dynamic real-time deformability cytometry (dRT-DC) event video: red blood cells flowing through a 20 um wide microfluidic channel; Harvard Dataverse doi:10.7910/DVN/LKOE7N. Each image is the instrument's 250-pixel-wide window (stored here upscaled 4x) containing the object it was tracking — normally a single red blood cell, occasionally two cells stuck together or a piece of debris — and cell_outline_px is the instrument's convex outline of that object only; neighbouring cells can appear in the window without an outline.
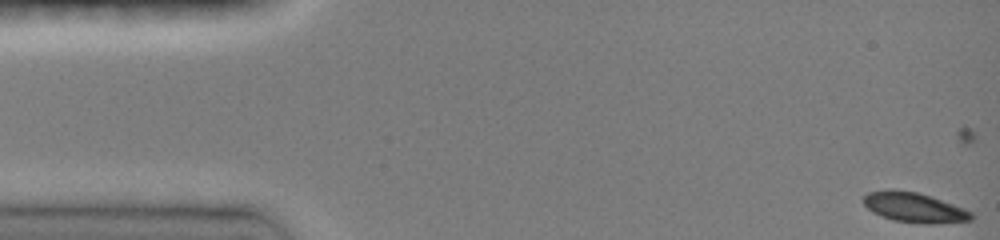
{"species": "common noctule bat (a hibernating species)", "species_latin": "Nyctalus noctula", "temperature_condition": "room temperature", "stored_images_in_passage": 15, "camera_frame_rate_fps": 3000, "um_per_image_px": 0.085, "animal": {"sex": "female", "body_mass_g": 19.0, "forearm_length_mm": 51.5}, "frame": {"image": 1, "passage_image": 1, "time_ms": 0.0, "image_size_px": [1000, 240], "cell_outline_px": [[972, 220], [928, 224], [924, 224], [892, 220], [872, 212], [864, 204], [864, 196], [868, 192], [888, 188], [892, 188], [916, 192], [932, 196], [964, 208], [972, 212]], "centroid_in_image_um": [77.69, 17.62], "position_along_channel_um": 7.3, "area_um2": 18.9}}
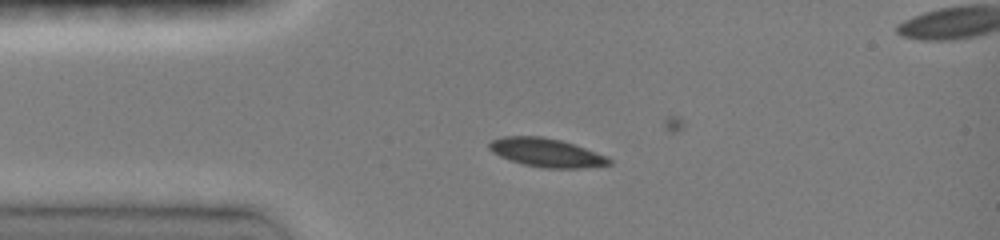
{"frame": {"image": 2, "passage_image": 12, "time_ms": 3.333, "image_size_px": [1000, 240], "cell_outline_px": [[612, 164], [580, 168], [544, 168], [524, 164], [500, 156], [492, 152], [488, 148], [488, 144], [492, 140], [504, 136], [540, 136], [560, 140], [608, 156], [612, 160]], "centroid_in_image_um": [46.45, 12.97], "position_along_channel_um": 38.6, "area_um2": 19.77}}